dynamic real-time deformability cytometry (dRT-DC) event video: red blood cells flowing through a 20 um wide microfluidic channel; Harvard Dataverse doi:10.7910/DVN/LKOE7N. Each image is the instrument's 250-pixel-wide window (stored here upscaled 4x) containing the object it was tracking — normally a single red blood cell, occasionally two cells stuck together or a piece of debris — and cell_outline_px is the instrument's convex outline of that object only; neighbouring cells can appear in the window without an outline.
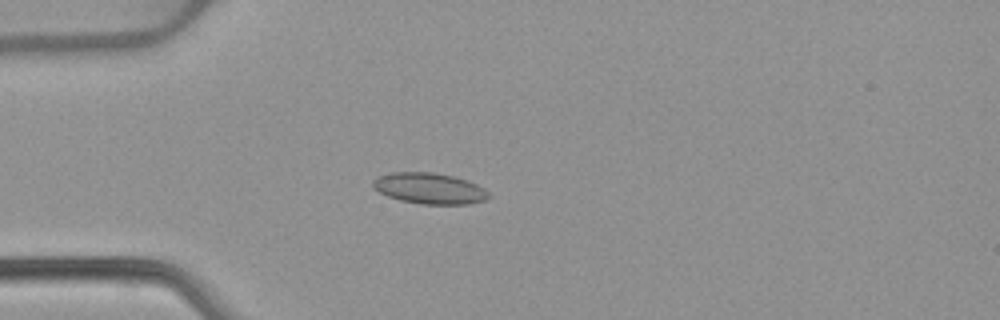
{"species": "common noctule bat (a hibernating species)", "species_latin": "Nyctalus noctula", "temperature_condition": "warm", "stored_images_in_passage": 48, "camera_frame_rate_fps": 3000, "um_per_image_px": 0.085, "animal": {"sex": "female", "body_mass_g": 22.7, "forearm_length_mm": 54.2}, "frame": {"image": 1, "passage_image": 10, "time_ms": 3.0, "image_size_px": [1000, 320], "cell_outline_px": [[492, 196], [488, 200], [468, 204], [420, 204], [400, 200], [388, 196], [372, 188], [372, 180], [376, 176], [388, 172], [432, 172], [452, 176], [468, 180], [484, 188]], "centroid_in_image_um": [36.5, 16.01], "position_along_channel_um": 48.5, "area_um2": 21.21}}
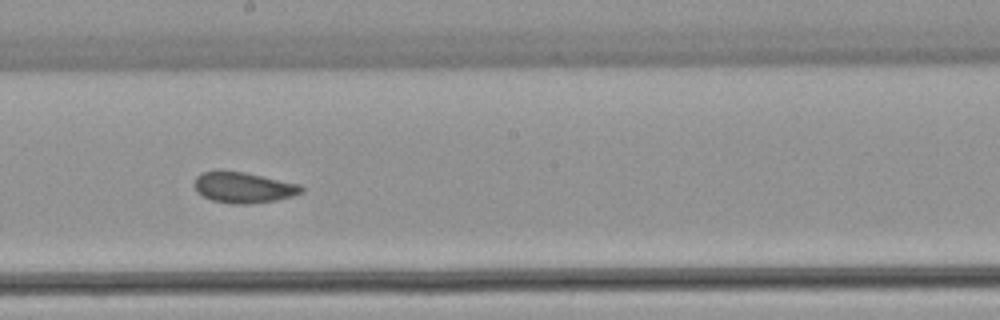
{"frame": {"image": 2, "passage_image": 25, "time_ms": 8.0, "image_size_px": [1000, 320], "cell_outline_px": [[304, 192], [292, 196], [276, 200], [248, 204], [232, 204], [212, 200], [196, 192], [192, 184], [196, 176], [200, 172], [244, 172], [300, 184], [304, 188]], "centroid_in_image_um": [20.69, 15.95], "position_along_channel_um": 227.5, "area_um2": 19.13}}
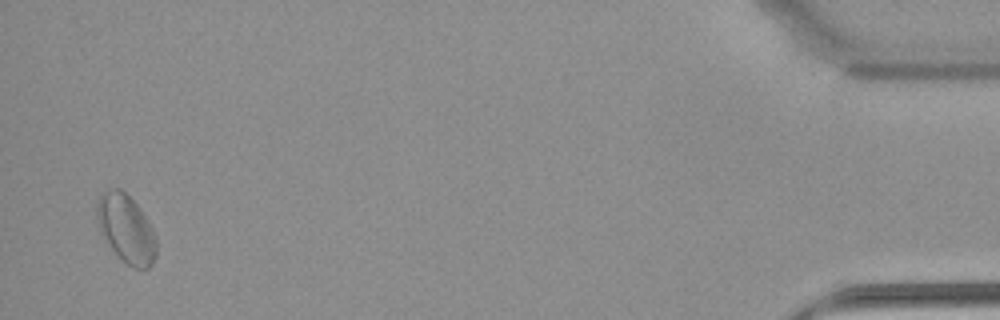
{"frame": {"image": 3, "passage_image": 47, "time_ms": 15.333, "image_size_px": [1000, 320], "cell_outline_px": [[156, 256], [152, 264], [148, 268], [132, 268], [112, 248], [100, 232], [96, 212], [96, 204], [100, 196], [108, 188], [120, 188], [140, 208], [148, 220], [156, 236]], "centroid_in_image_um": [10.73, 19.42], "position_along_channel_um": 424.5, "area_um2": 23.35}, "authors_computed_cell_mechanics": {"area_um2": 19.7098, "velocity_mm_per_s": 3.859, "shape_relaxation_time_tau1_ms": null, "shape_relaxation_time_tau2_ms": 1.9661, "deformation_change_tau1": null, "deformation_change_tau2": 0.0644}}